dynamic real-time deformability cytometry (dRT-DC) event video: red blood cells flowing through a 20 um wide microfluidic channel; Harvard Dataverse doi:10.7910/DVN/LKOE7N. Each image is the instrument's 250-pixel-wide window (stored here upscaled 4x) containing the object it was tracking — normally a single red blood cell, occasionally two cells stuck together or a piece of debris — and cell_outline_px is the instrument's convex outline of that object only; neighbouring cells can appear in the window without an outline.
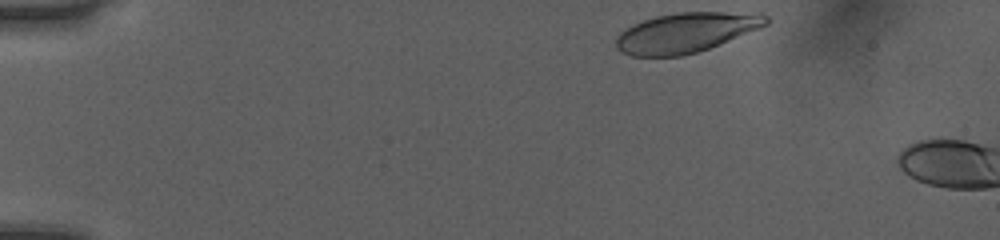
{"species": "human", "species_latin": "Homo sapiens", "temperature_condition": "room temperature", "stored_images_in_passage": 3, "camera_frame_rate_fps": 3000, "um_per_image_px": 0.085, "donor": {"sex": "female"}, "frame": {"image": 1, "passage_image": 1, "time_ms": 0.0, "image_size_px": [1000, 240], "cell_outline_px": [[772, 20], [768, 24], [760, 28], [708, 48], [696, 52], [680, 56], [632, 56], [620, 52], [616, 48], [616, 36], [624, 28], [632, 24], [656, 16], [676, 12], [760, 12], [768, 16]], "centroid_in_image_um": [58.32, 2.75], "position_along_channel_um": 26.7, "area_um2": 35.08}}